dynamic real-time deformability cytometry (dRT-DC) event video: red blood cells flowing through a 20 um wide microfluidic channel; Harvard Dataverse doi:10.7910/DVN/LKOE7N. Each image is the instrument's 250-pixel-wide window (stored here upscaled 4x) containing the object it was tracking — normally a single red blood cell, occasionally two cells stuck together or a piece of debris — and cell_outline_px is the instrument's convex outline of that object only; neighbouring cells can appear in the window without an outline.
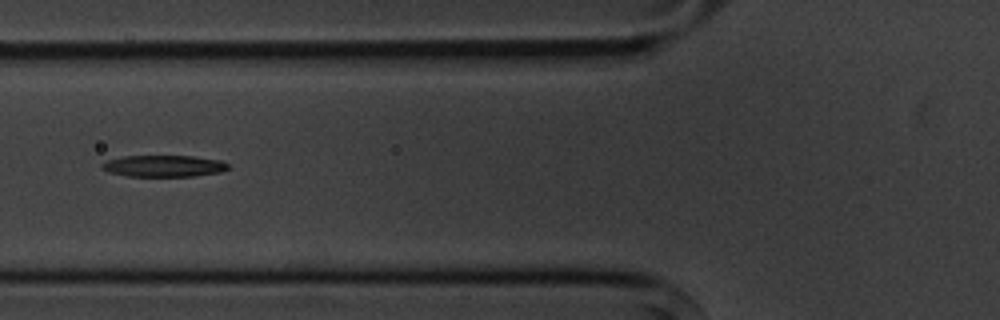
{"species": "common noctule bat (a hibernating species)", "species_latin": "Nyctalus noctula", "temperature_condition": "cold", "stored_images_in_passage": 3, "camera_frame_rate_fps": 3000, "um_per_image_px": 0.085, "animal": {"sex": "male", "body_mass_g": 20.1, "forearm_length_mm": 53.5}, "frame": {"image": 1, "passage_image": 3, "time_ms": 2.333, "image_size_px": [1000, 320], "cell_outline_px": [[228, 168], [220, 172], [192, 176], [128, 176], [108, 172], [100, 168], [100, 164], [104, 160], [124, 156], [192, 156], [220, 160], [228, 164]], "centroid_in_image_um": [13.84, 14.1], "position_along_channel_um": 112.0, "area_um2": 15.9}}